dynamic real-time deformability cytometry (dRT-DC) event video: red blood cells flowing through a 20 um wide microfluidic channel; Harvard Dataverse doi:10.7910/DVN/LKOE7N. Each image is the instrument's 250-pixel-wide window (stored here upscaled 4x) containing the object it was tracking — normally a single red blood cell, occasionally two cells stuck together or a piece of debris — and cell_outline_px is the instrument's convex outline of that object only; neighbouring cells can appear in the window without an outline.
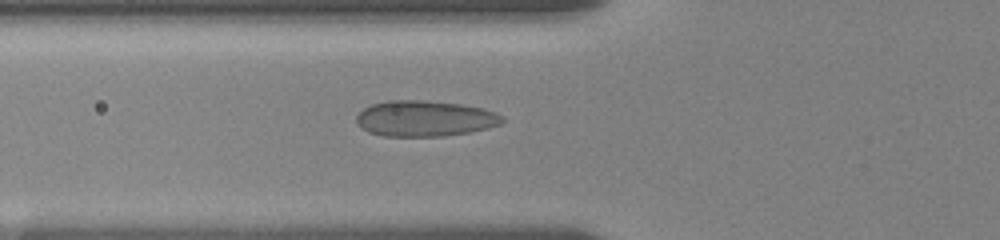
{"species": "human", "species_latin": "Homo sapiens", "temperature_condition": "room temperature", "stored_images_in_passage": 16, "camera_frame_rate_fps": 3000, "um_per_image_px": 0.085, "donor": {"sex": "female"}, "frame": {"image": 1, "passage_image": 10, "time_ms": 6.667, "image_size_px": [1000, 240], "cell_outline_px": [[508, 120], [500, 124], [488, 128], [468, 132], [444, 136], [384, 136], [368, 132], [356, 120], [356, 116], [364, 108], [372, 104], [388, 100], [424, 100], [460, 104], [484, 108], [496, 112], [504, 116]], "centroid_in_image_um": [36.17, 10.07], "position_along_channel_um": 89.6, "area_um2": 30.52}}
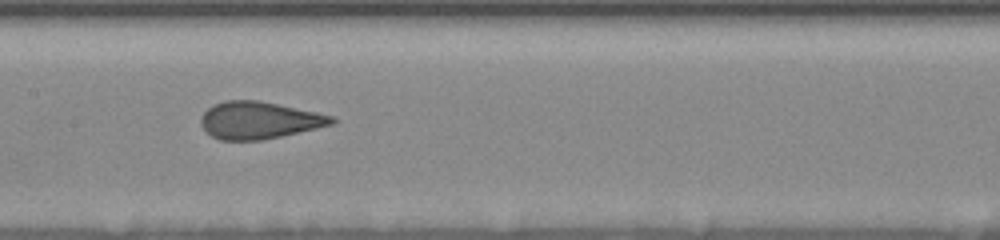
{"frame": {"image": 2, "passage_image": 14, "time_ms": 9.333, "image_size_px": [1000, 240], "cell_outline_px": [[336, 124], [280, 136], [260, 140], [220, 140], [204, 132], [200, 124], [200, 116], [212, 104], [224, 100], [260, 100], [316, 112], [332, 116], [336, 120]], "centroid_in_image_um": [21.98, 10.21], "position_along_channel_um": 185.4, "area_um2": 28.55}}
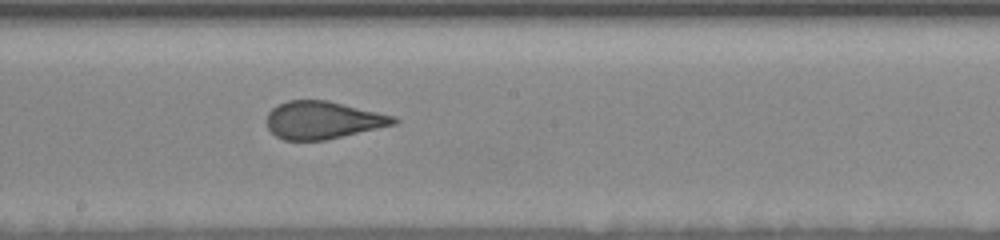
{"frame": {"image": 3, "passage_image": 16, "time_ms": 10.333, "image_size_px": [1000, 240], "cell_outline_px": [[400, 120], [396, 124], [324, 140], [284, 140], [276, 136], [268, 128], [268, 112], [272, 108], [288, 100], [328, 100], [396, 116]], "centroid_in_image_um": [27.47, 10.2], "position_along_channel_um": 220.7, "area_um2": 27.69}}